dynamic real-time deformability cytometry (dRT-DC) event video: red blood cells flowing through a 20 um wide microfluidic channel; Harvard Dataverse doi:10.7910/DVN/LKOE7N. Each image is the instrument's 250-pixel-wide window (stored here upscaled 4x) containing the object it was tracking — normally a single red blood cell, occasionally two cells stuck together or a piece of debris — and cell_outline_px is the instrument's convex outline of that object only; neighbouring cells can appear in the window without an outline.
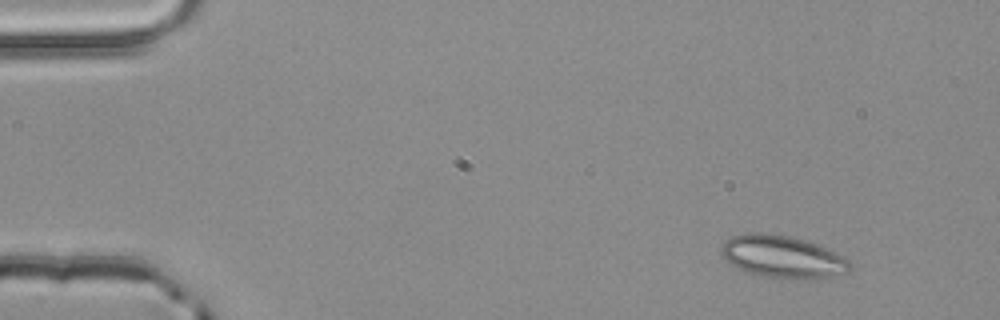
{"species": "common noctule bat (a hibernating species)", "species_latin": "Nyctalus noctula", "temperature_condition": "room temperature", "stored_images_in_passage": 4, "camera_frame_rate_fps": 3000, "um_per_image_px": 0.085, "animal": {"sex": "male", "body_mass_g": 20.4}, "frame": {"image": 1, "passage_image": 1, "time_ms": 0.0, "image_size_px": [1000, 320], "cell_outline_px": [[852, 264], [848, 272], [828, 276], [804, 280], [760, 276], [748, 272], [732, 264], [720, 252], [720, 248], [724, 240], [732, 236], [748, 232], [772, 232], [804, 240], [816, 244], [836, 252], [848, 260]], "centroid_in_image_um": [66.5, 21.81], "position_along_channel_um": 18.5, "area_um2": 31.79}}
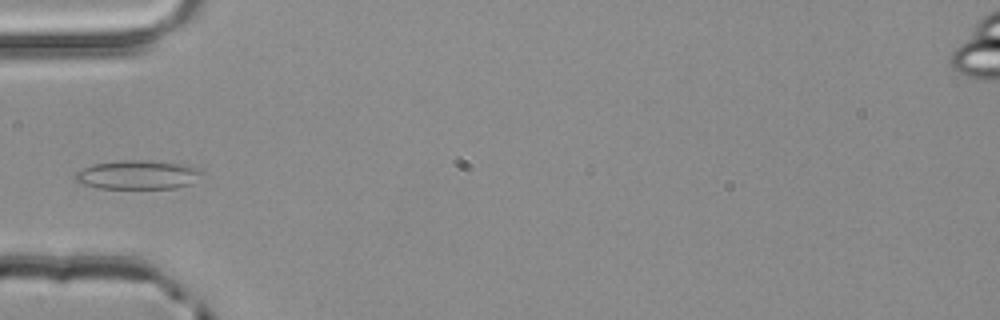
{"frame": {"image": 2, "passage_image": 4, "time_ms": 1.0, "image_size_px": [1000, 320], "cell_outline_px": [[204, 172], [192, 184], [176, 188], [96, 188], [80, 184], [76, 180], [76, 172], [92, 164], [124, 160], [136, 160], [184, 164], [200, 168]], "centroid_in_image_um": [11.73, 14.86], "position_along_channel_um": 73.3, "area_um2": 21.33}}